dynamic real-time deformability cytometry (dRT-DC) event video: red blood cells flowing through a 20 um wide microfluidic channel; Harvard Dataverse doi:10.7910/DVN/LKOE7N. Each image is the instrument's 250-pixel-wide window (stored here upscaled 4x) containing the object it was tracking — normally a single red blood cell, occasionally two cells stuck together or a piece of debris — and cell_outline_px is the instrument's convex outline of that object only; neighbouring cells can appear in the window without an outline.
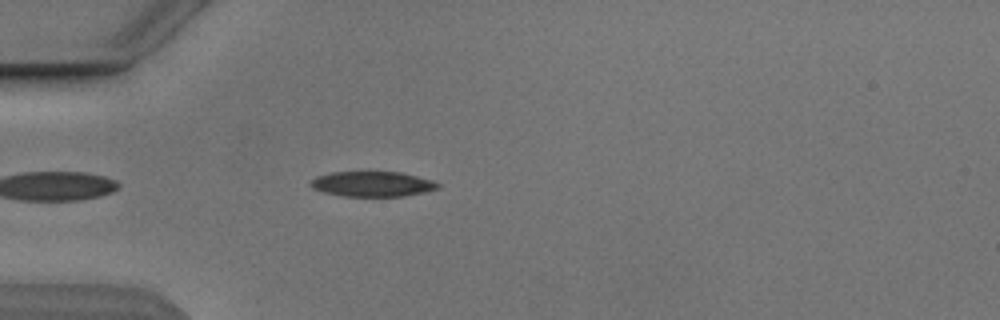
{"species": "Egyptian fruit bat (a non-hibernating species)", "species_latin": "Rousettus aegyptiacus", "temperature_condition": "cold", "stored_images_in_passage": 4, "camera_frame_rate_fps": 3000, "um_per_image_px": 0.085, "animal": {"sex": "male"}, "frame": {"image": 1, "passage_image": 4, "time_ms": 4.333, "image_size_px": [1000, 320], "cell_outline_px": [[440, 188], [424, 192], [404, 196], [344, 196], [324, 192], [312, 188], [312, 180], [316, 176], [332, 172], [400, 172], [432, 180], [440, 184]], "centroid_in_image_um": [31.68, 15.64], "position_along_channel_um": 53.3, "area_um2": 18.5}}